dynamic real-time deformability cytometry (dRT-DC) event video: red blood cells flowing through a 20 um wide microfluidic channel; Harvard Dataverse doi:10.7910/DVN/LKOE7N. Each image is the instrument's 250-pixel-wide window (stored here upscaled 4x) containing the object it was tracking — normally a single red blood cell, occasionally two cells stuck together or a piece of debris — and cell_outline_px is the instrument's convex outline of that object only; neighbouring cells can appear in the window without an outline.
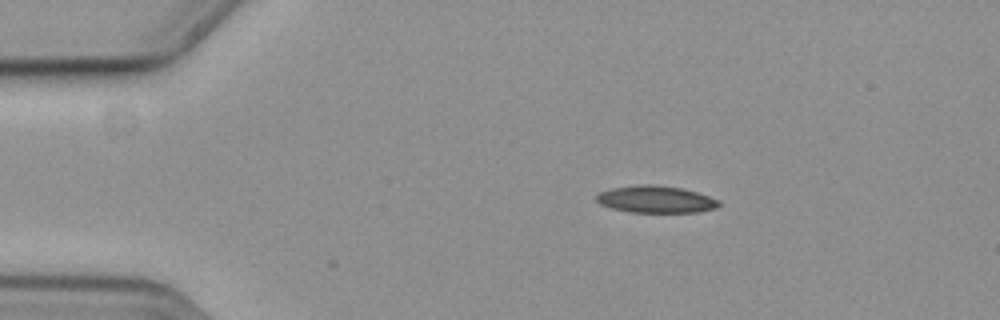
{"species": "common noctule bat (a hibernating species)", "species_latin": "Nyctalus noctula", "temperature_condition": "cold", "stored_images_in_passage": 7, "camera_frame_rate_fps": 3000, "um_per_image_px": 0.085, "animal": {"sex": "female", "body_mass_g": 19.3, "forearm_length_mm": 54.1}, "frame": {"image": 1, "passage_image": 1, "time_ms": 0.0, "image_size_px": [1000, 320], "cell_outline_px": [[720, 204], [716, 208], [700, 212], [628, 212], [612, 208], [600, 204], [596, 200], [596, 196], [600, 192], [612, 188], [644, 184], [652, 184], [680, 188], [696, 192], [720, 200]], "centroid_in_image_um": [55.75, 16.95], "position_along_channel_um": 29.3, "area_um2": 19.19}}